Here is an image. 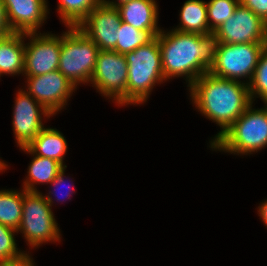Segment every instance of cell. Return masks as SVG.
Segmentation results:
<instances>
[{
	"label": "cell",
	"mask_w": 267,
	"mask_h": 266,
	"mask_svg": "<svg viewBox=\"0 0 267 266\" xmlns=\"http://www.w3.org/2000/svg\"><path fill=\"white\" fill-rule=\"evenodd\" d=\"M164 78H183L189 88L209 72L216 55L217 39L213 34L184 33L174 29L158 34Z\"/></svg>",
	"instance_id": "6da1fadb"
},
{
	"label": "cell",
	"mask_w": 267,
	"mask_h": 266,
	"mask_svg": "<svg viewBox=\"0 0 267 266\" xmlns=\"http://www.w3.org/2000/svg\"><path fill=\"white\" fill-rule=\"evenodd\" d=\"M187 89L196 110L220 127L221 131L209 140V146L252 104L248 84L220 78L209 72Z\"/></svg>",
	"instance_id": "7a4b0ae2"
},
{
	"label": "cell",
	"mask_w": 267,
	"mask_h": 266,
	"mask_svg": "<svg viewBox=\"0 0 267 266\" xmlns=\"http://www.w3.org/2000/svg\"><path fill=\"white\" fill-rule=\"evenodd\" d=\"M124 56L128 66L127 106H140L147 102L156 84L167 82L162 69L158 35L149 44L139 46Z\"/></svg>",
	"instance_id": "3957f363"
},
{
	"label": "cell",
	"mask_w": 267,
	"mask_h": 266,
	"mask_svg": "<svg viewBox=\"0 0 267 266\" xmlns=\"http://www.w3.org/2000/svg\"><path fill=\"white\" fill-rule=\"evenodd\" d=\"M253 104L209 146L212 151L250 156L267 147V104Z\"/></svg>",
	"instance_id": "277c9868"
},
{
	"label": "cell",
	"mask_w": 267,
	"mask_h": 266,
	"mask_svg": "<svg viewBox=\"0 0 267 266\" xmlns=\"http://www.w3.org/2000/svg\"><path fill=\"white\" fill-rule=\"evenodd\" d=\"M99 51L98 46L78 27H67L62 33L58 70L76 88L81 84L88 85Z\"/></svg>",
	"instance_id": "5b68a950"
},
{
	"label": "cell",
	"mask_w": 267,
	"mask_h": 266,
	"mask_svg": "<svg viewBox=\"0 0 267 266\" xmlns=\"http://www.w3.org/2000/svg\"><path fill=\"white\" fill-rule=\"evenodd\" d=\"M29 249H37L44 243L61 242L62 235L51 206L42 192L23 189V209L20 226Z\"/></svg>",
	"instance_id": "8992f818"
},
{
	"label": "cell",
	"mask_w": 267,
	"mask_h": 266,
	"mask_svg": "<svg viewBox=\"0 0 267 266\" xmlns=\"http://www.w3.org/2000/svg\"><path fill=\"white\" fill-rule=\"evenodd\" d=\"M266 46L267 43H217L215 61L209 73L248 84Z\"/></svg>",
	"instance_id": "52a82bcc"
},
{
	"label": "cell",
	"mask_w": 267,
	"mask_h": 266,
	"mask_svg": "<svg viewBox=\"0 0 267 266\" xmlns=\"http://www.w3.org/2000/svg\"><path fill=\"white\" fill-rule=\"evenodd\" d=\"M127 79L128 66L124 54L100 50L89 85L92 84L101 96L122 107L127 105Z\"/></svg>",
	"instance_id": "ba28073f"
},
{
	"label": "cell",
	"mask_w": 267,
	"mask_h": 266,
	"mask_svg": "<svg viewBox=\"0 0 267 266\" xmlns=\"http://www.w3.org/2000/svg\"><path fill=\"white\" fill-rule=\"evenodd\" d=\"M24 77L43 75L58 70L62 33H25Z\"/></svg>",
	"instance_id": "9c48e42d"
},
{
	"label": "cell",
	"mask_w": 267,
	"mask_h": 266,
	"mask_svg": "<svg viewBox=\"0 0 267 266\" xmlns=\"http://www.w3.org/2000/svg\"><path fill=\"white\" fill-rule=\"evenodd\" d=\"M12 114V130L19 149L27 147L45 127L43 120L52 114L24 89L16 92Z\"/></svg>",
	"instance_id": "30bf717a"
},
{
	"label": "cell",
	"mask_w": 267,
	"mask_h": 266,
	"mask_svg": "<svg viewBox=\"0 0 267 266\" xmlns=\"http://www.w3.org/2000/svg\"><path fill=\"white\" fill-rule=\"evenodd\" d=\"M25 90L53 116L68 105L77 88L59 70L25 77Z\"/></svg>",
	"instance_id": "8fae6325"
},
{
	"label": "cell",
	"mask_w": 267,
	"mask_h": 266,
	"mask_svg": "<svg viewBox=\"0 0 267 266\" xmlns=\"http://www.w3.org/2000/svg\"><path fill=\"white\" fill-rule=\"evenodd\" d=\"M213 35L218 43H267V23L239 4L234 14L214 30Z\"/></svg>",
	"instance_id": "7c38bea8"
},
{
	"label": "cell",
	"mask_w": 267,
	"mask_h": 266,
	"mask_svg": "<svg viewBox=\"0 0 267 266\" xmlns=\"http://www.w3.org/2000/svg\"><path fill=\"white\" fill-rule=\"evenodd\" d=\"M120 23L121 16L117 7L102 1L77 27L98 46L99 50H113L116 47Z\"/></svg>",
	"instance_id": "4fadbf2b"
},
{
	"label": "cell",
	"mask_w": 267,
	"mask_h": 266,
	"mask_svg": "<svg viewBox=\"0 0 267 266\" xmlns=\"http://www.w3.org/2000/svg\"><path fill=\"white\" fill-rule=\"evenodd\" d=\"M8 24L15 33H36L50 14L48 0H3Z\"/></svg>",
	"instance_id": "5bb4252c"
},
{
	"label": "cell",
	"mask_w": 267,
	"mask_h": 266,
	"mask_svg": "<svg viewBox=\"0 0 267 266\" xmlns=\"http://www.w3.org/2000/svg\"><path fill=\"white\" fill-rule=\"evenodd\" d=\"M159 5L156 0H131L117 7L121 21L138 30H162L158 26Z\"/></svg>",
	"instance_id": "9a60e30c"
},
{
	"label": "cell",
	"mask_w": 267,
	"mask_h": 266,
	"mask_svg": "<svg viewBox=\"0 0 267 266\" xmlns=\"http://www.w3.org/2000/svg\"><path fill=\"white\" fill-rule=\"evenodd\" d=\"M25 33H11L0 42V78L24 74Z\"/></svg>",
	"instance_id": "2e32d148"
},
{
	"label": "cell",
	"mask_w": 267,
	"mask_h": 266,
	"mask_svg": "<svg viewBox=\"0 0 267 266\" xmlns=\"http://www.w3.org/2000/svg\"><path fill=\"white\" fill-rule=\"evenodd\" d=\"M27 148L36 156L54 159L63 167H67L64 157L68 143L64 134L56 128L45 126Z\"/></svg>",
	"instance_id": "e0dca14e"
},
{
	"label": "cell",
	"mask_w": 267,
	"mask_h": 266,
	"mask_svg": "<svg viewBox=\"0 0 267 266\" xmlns=\"http://www.w3.org/2000/svg\"><path fill=\"white\" fill-rule=\"evenodd\" d=\"M20 150L32 157L28 165L27 176H25L22 183V188L26 191L39 192L36 185H48L63 168L56 160L36 156L27 147L21 148Z\"/></svg>",
	"instance_id": "ac0fdd59"
},
{
	"label": "cell",
	"mask_w": 267,
	"mask_h": 266,
	"mask_svg": "<svg viewBox=\"0 0 267 266\" xmlns=\"http://www.w3.org/2000/svg\"><path fill=\"white\" fill-rule=\"evenodd\" d=\"M179 24L172 28L179 32L210 35L207 3L203 0H187L179 13Z\"/></svg>",
	"instance_id": "d6986e66"
},
{
	"label": "cell",
	"mask_w": 267,
	"mask_h": 266,
	"mask_svg": "<svg viewBox=\"0 0 267 266\" xmlns=\"http://www.w3.org/2000/svg\"><path fill=\"white\" fill-rule=\"evenodd\" d=\"M161 30H138L132 25L121 21L117 30V43L114 51L125 54L136 50L139 46L153 41Z\"/></svg>",
	"instance_id": "ffe728a7"
},
{
	"label": "cell",
	"mask_w": 267,
	"mask_h": 266,
	"mask_svg": "<svg viewBox=\"0 0 267 266\" xmlns=\"http://www.w3.org/2000/svg\"><path fill=\"white\" fill-rule=\"evenodd\" d=\"M23 209V188L0 190V224L18 230Z\"/></svg>",
	"instance_id": "44dd1931"
},
{
	"label": "cell",
	"mask_w": 267,
	"mask_h": 266,
	"mask_svg": "<svg viewBox=\"0 0 267 266\" xmlns=\"http://www.w3.org/2000/svg\"><path fill=\"white\" fill-rule=\"evenodd\" d=\"M103 0H59L57 13L66 27H77Z\"/></svg>",
	"instance_id": "7402d4cb"
},
{
	"label": "cell",
	"mask_w": 267,
	"mask_h": 266,
	"mask_svg": "<svg viewBox=\"0 0 267 266\" xmlns=\"http://www.w3.org/2000/svg\"><path fill=\"white\" fill-rule=\"evenodd\" d=\"M15 235H18L17 230L0 224V264L16 262L27 254L31 255L29 251L17 247Z\"/></svg>",
	"instance_id": "603a6c76"
},
{
	"label": "cell",
	"mask_w": 267,
	"mask_h": 266,
	"mask_svg": "<svg viewBox=\"0 0 267 266\" xmlns=\"http://www.w3.org/2000/svg\"><path fill=\"white\" fill-rule=\"evenodd\" d=\"M248 88L252 103L256 98H260L264 104H267V46L260 54Z\"/></svg>",
	"instance_id": "cb8c5ba5"
},
{
	"label": "cell",
	"mask_w": 267,
	"mask_h": 266,
	"mask_svg": "<svg viewBox=\"0 0 267 266\" xmlns=\"http://www.w3.org/2000/svg\"><path fill=\"white\" fill-rule=\"evenodd\" d=\"M206 3L209 29L213 32L234 14L236 8L240 4V1L209 0Z\"/></svg>",
	"instance_id": "d4e9b609"
},
{
	"label": "cell",
	"mask_w": 267,
	"mask_h": 266,
	"mask_svg": "<svg viewBox=\"0 0 267 266\" xmlns=\"http://www.w3.org/2000/svg\"><path fill=\"white\" fill-rule=\"evenodd\" d=\"M66 168L67 167H63L58 172L56 177L49 183V185L51 186V188L48 190L49 192L47 194L46 193L43 194V196L46 198V201L51 206V208H52V206H54V203H55L54 200L55 199H56L55 201H58V202H63V201L65 202L66 198H67V200L68 199L71 200L70 197L72 196V194L76 193L75 189L71 188L74 184L73 181L70 180L71 178L68 179V177L65 176ZM68 180H69V182H71L70 184L67 183ZM64 185H66V187ZM61 186L62 187L64 186L63 187L64 191H61L62 190ZM56 190L58 191L59 194L57 193ZM52 195L54 197H57V198L52 197ZM53 198H54V200H53Z\"/></svg>",
	"instance_id": "484cf974"
},
{
	"label": "cell",
	"mask_w": 267,
	"mask_h": 266,
	"mask_svg": "<svg viewBox=\"0 0 267 266\" xmlns=\"http://www.w3.org/2000/svg\"><path fill=\"white\" fill-rule=\"evenodd\" d=\"M240 4L249 8L267 23V0H239Z\"/></svg>",
	"instance_id": "4316f807"
},
{
	"label": "cell",
	"mask_w": 267,
	"mask_h": 266,
	"mask_svg": "<svg viewBox=\"0 0 267 266\" xmlns=\"http://www.w3.org/2000/svg\"><path fill=\"white\" fill-rule=\"evenodd\" d=\"M12 32L7 18L3 0H0V36H8Z\"/></svg>",
	"instance_id": "83f0119b"
},
{
	"label": "cell",
	"mask_w": 267,
	"mask_h": 266,
	"mask_svg": "<svg viewBox=\"0 0 267 266\" xmlns=\"http://www.w3.org/2000/svg\"><path fill=\"white\" fill-rule=\"evenodd\" d=\"M0 266H36V265L32 258V255L30 256L29 254H27L23 259L19 261L12 263H3L0 264Z\"/></svg>",
	"instance_id": "f1b7e54d"
},
{
	"label": "cell",
	"mask_w": 267,
	"mask_h": 266,
	"mask_svg": "<svg viewBox=\"0 0 267 266\" xmlns=\"http://www.w3.org/2000/svg\"><path fill=\"white\" fill-rule=\"evenodd\" d=\"M256 209H257V214L260 217L259 219H261V221L267 228V199L261 201Z\"/></svg>",
	"instance_id": "f546056e"
},
{
	"label": "cell",
	"mask_w": 267,
	"mask_h": 266,
	"mask_svg": "<svg viewBox=\"0 0 267 266\" xmlns=\"http://www.w3.org/2000/svg\"><path fill=\"white\" fill-rule=\"evenodd\" d=\"M128 1H131V0H103L105 4L113 6V7H118L124 3H127Z\"/></svg>",
	"instance_id": "4dcf8cb0"
},
{
	"label": "cell",
	"mask_w": 267,
	"mask_h": 266,
	"mask_svg": "<svg viewBox=\"0 0 267 266\" xmlns=\"http://www.w3.org/2000/svg\"><path fill=\"white\" fill-rule=\"evenodd\" d=\"M2 158V157H0ZM7 162H5L4 160L0 159V172H5V170L9 169L8 164H6Z\"/></svg>",
	"instance_id": "1f68e13d"
},
{
	"label": "cell",
	"mask_w": 267,
	"mask_h": 266,
	"mask_svg": "<svg viewBox=\"0 0 267 266\" xmlns=\"http://www.w3.org/2000/svg\"><path fill=\"white\" fill-rule=\"evenodd\" d=\"M6 36H0V42L5 38Z\"/></svg>",
	"instance_id": "d6a6232c"
}]
</instances>
